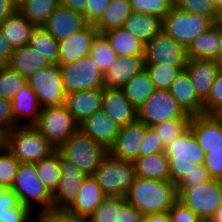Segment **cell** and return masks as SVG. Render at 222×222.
<instances>
[{
    "label": "cell",
    "instance_id": "obj_1",
    "mask_svg": "<svg viewBox=\"0 0 222 222\" xmlns=\"http://www.w3.org/2000/svg\"><path fill=\"white\" fill-rule=\"evenodd\" d=\"M125 199L143 214H150L168 211L178 198L172 182L136 177Z\"/></svg>",
    "mask_w": 222,
    "mask_h": 222
},
{
    "label": "cell",
    "instance_id": "obj_2",
    "mask_svg": "<svg viewBox=\"0 0 222 222\" xmlns=\"http://www.w3.org/2000/svg\"><path fill=\"white\" fill-rule=\"evenodd\" d=\"M2 143L20 163L35 164L56 150L34 125H17L8 130Z\"/></svg>",
    "mask_w": 222,
    "mask_h": 222
},
{
    "label": "cell",
    "instance_id": "obj_3",
    "mask_svg": "<svg viewBox=\"0 0 222 222\" xmlns=\"http://www.w3.org/2000/svg\"><path fill=\"white\" fill-rule=\"evenodd\" d=\"M165 155L169 159V181L175 186L189 174L195 164L203 165L205 157L189 127L166 145Z\"/></svg>",
    "mask_w": 222,
    "mask_h": 222
},
{
    "label": "cell",
    "instance_id": "obj_4",
    "mask_svg": "<svg viewBox=\"0 0 222 222\" xmlns=\"http://www.w3.org/2000/svg\"><path fill=\"white\" fill-rule=\"evenodd\" d=\"M11 189L18 196L21 205L32 213L36 204L40 205L37 219L42 220L52 211V194L39 180L35 164L20 163Z\"/></svg>",
    "mask_w": 222,
    "mask_h": 222
},
{
    "label": "cell",
    "instance_id": "obj_5",
    "mask_svg": "<svg viewBox=\"0 0 222 222\" xmlns=\"http://www.w3.org/2000/svg\"><path fill=\"white\" fill-rule=\"evenodd\" d=\"M92 177L107 197H125L136 179L134 162L107 153Z\"/></svg>",
    "mask_w": 222,
    "mask_h": 222
},
{
    "label": "cell",
    "instance_id": "obj_6",
    "mask_svg": "<svg viewBox=\"0 0 222 222\" xmlns=\"http://www.w3.org/2000/svg\"><path fill=\"white\" fill-rule=\"evenodd\" d=\"M57 150L75 163L87 176H92L108 150L78 129Z\"/></svg>",
    "mask_w": 222,
    "mask_h": 222
},
{
    "label": "cell",
    "instance_id": "obj_7",
    "mask_svg": "<svg viewBox=\"0 0 222 222\" xmlns=\"http://www.w3.org/2000/svg\"><path fill=\"white\" fill-rule=\"evenodd\" d=\"M177 198L199 218L212 219L222 205V181L210 179L189 188H176Z\"/></svg>",
    "mask_w": 222,
    "mask_h": 222
},
{
    "label": "cell",
    "instance_id": "obj_8",
    "mask_svg": "<svg viewBox=\"0 0 222 222\" xmlns=\"http://www.w3.org/2000/svg\"><path fill=\"white\" fill-rule=\"evenodd\" d=\"M213 26V21L203 15L184 12L174 6L162 19V30L185 48Z\"/></svg>",
    "mask_w": 222,
    "mask_h": 222
},
{
    "label": "cell",
    "instance_id": "obj_9",
    "mask_svg": "<svg viewBox=\"0 0 222 222\" xmlns=\"http://www.w3.org/2000/svg\"><path fill=\"white\" fill-rule=\"evenodd\" d=\"M34 126L56 149L79 129L64 104L42 108Z\"/></svg>",
    "mask_w": 222,
    "mask_h": 222
},
{
    "label": "cell",
    "instance_id": "obj_10",
    "mask_svg": "<svg viewBox=\"0 0 222 222\" xmlns=\"http://www.w3.org/2000/svg\"><path fill=\"white\" fill-rule=\"evenodd\" d=\"M190 118L191 116L183 111L169 90L156 89L137 109V119L148 127L165 120Z\"/></svg>",
    "mask_w": 222,
    "mask_h": 222
},
{
    "label": "cell",
    "instance_id": "obj_11",
    "mask_svg": "<svg viewBox=\"0 0 222 222\" xmlns=\"http://www.w3.org/2000/svg\"><path fill=\"white\" fill-rule=\"evenodd\" d=\"M59 67L66 93L102 88L103 72L90 55Z\"/></svg>",
    "mask_w": 222,
    "mask_h": 222
},
{
    "label": "cell",
    "instance_id": "obj_12",
    "mask_svg": "<svg viewBox=\"0 0 222 222\" xmlns=\"http://www.w3.org/2000/svg\"><path fill=\"white\" fill-rule=\"evenodd\" d=\"M27 82L37 95L41 108L64 104L66 92L58 64H50L34 72Z\"/></svg>",
    "mask_w": 222,
    "mask_h": 222
},
{
    "label": "cell",
    "instance_id": "obj_13",
    "mask_svg": "<svg viewBox=\"0 0 222 222\" xmlns=\"http://www.w3.org/2000/svg\"><path fill=\"white\" fill-rule=\"evenodd\" d=\"M60 183L52 195V211L67 210L78 195L80 186L86 179L78 166L59 152Z\"/></svg>",
    "mask_w": 222,
    "mask_h": 222
},
{
    "label": "cell",
    "instance_id": "obj_14",
    "mask_svg": "<svg viewBox=\"0 0 222 222\" xmlns=\"http://www.w3.org/2000/svg\"><path fill=\"white\" fill-rule=\"evenodd\" d=\"M186 48L162 29L145 44L144 64L186 65Z\"/></svg>",
    "mask_w": 222,
    "mask_h": 222
},
{
    "label": "cell",
    "instance_id": "obj_15",
    "mask_svg": "<svg viewBox=\"0 0 222 222\" xmlns=\"http://www.w3.org/2000/svg\"><path fill=\"white\" fill-rule=\"evenodd\" d=\"M147 125L138 119L121 127L114 144L108 149L113 157L134 162L139 158L140 146L145 136Z\"/></svg>",
    "mask_w": 222,
    "mask_h": 222
},
{
    "label": "cell",
    "instance_id": "obj_16",
    "mask_svg": "<svg viewBox=\"0 0 222 222\" xmlns=\"http://www.w3.org/2000/svg\"><path fill=\"white\" fill-rule=\"evenodd\" d=\"M98 31L93 24H88L85 28L58 41V65H66L75 62L90 54L92 42Z\"/></svg>",
    "mask_w": 222,
    "mask_h": 222
},
{
    "label": "cell",
    "instance_id": "obj_17",
    "mask_svg": "<svg viewBox=\"0 0 222 222\" xmlns=\"http://www.w3.org/2000/svg\"><path fill=\"white\" fill-rule=\"evenodd\" d=\"M144 69V56H118L103 73L102 89H122L135 75Z\"/></svg>",
    "mask_w": 222,
    "mask_h": 222
},
{
    "label": "cell",
    "instance_id": "obj_18",
    "mask_svg": "<svg viewBox=\"0 0 222 222\" xmlns=\"http://www.w3.org/2000/svg\"><path fill=\"white\" fill-rule=\"evenodd\" d=\"M79 129L108 150L114 144L121 126L100 109L80 123Z\"/></svg>",
    "mask_w": 222,
    "mask_h": 222
},
{
    "label": "cell",
    "instance_id": "obj_19",
    "mask_svg": "<svg viewBox=\"0 0 222 222\" xmlns=\"http://www.w3.org/2000/svg\"><path fill=\"white\" fill-rule=\"evenodd\" d=\"M221 66L215 60L188 59L184 68L190 77L197 97L204 103Z\"/></svg>",
    "mask_w": 222,
    "mask_h": 222
},
{
    "label": "cell",
    "instance_id": "obj_20",
    "mask_svg": "<svg viewBox=\"0 0 222 222\" xmlns=\"http://www.w3.org/2000/svg\"><path fill=\"white\" fill-rule=\"evenodd\" d=\"M188 127L205 154L222 149V124L212 115L191 116Z\"/></svg>",
    "mask_w": 222,
    "mask_h": 222
},
{
    "label": "cell",
    "instance_id": "obj_21",
    "mask_svg": "<svg viewBox=\"0 0 222 222\" xmlns=\"http://www.w3.org/2000/svg\"><path fill=\"white\" fill-rule=\"evenodd\" d=\"M88 25L82 14L59 5L43 26L57 40L61 41L79 32Z\"/></svg>",
    "mask_w": 222,
    "mask_h": 222
},
{
    "label": "cell",
    "instance_id": "obj_22",
    "mask_svg": "<svg viewBox=\"0 0 222 222\" xmlns=\"http://www.w3.org/2000/svg\"><path fill=\"white\" fill-rule=\"evenodd\" d=\"M101 109L121 127L137 120V108L125 97L122 89H102Z\"/></svg>",
    "mask_w": 222,
    "mask_h": 222
},
{
    "label": "cell",
    "instance_id": "obj_23",
    "mask_svg": "<svg viewBox=\"0 0 222 222\" xmlns=\"http://www.w3.org/2000/svg\"><path fill=\"white\" fill-rule=\"evenodd\" d=\"M102 88L66 93L64 105L80 124L101 109Z\"/></svg>",
    "mask_w": 222,
    "mask_h": 222
},
{
    "label": "cell",
    "instance_id": "obj_24",
    "mask_svg": "<svg viewBox=\"0 0 222 222\" xmlns=\"http://www.w3.org/2000/svg\"><path fill=\"white\" fill-rule=\"evenodd\" d=\"M168 90L186 114L190 116L204 114V103L197 97L185 69L179 72Z\"/></svg>",
    "mask_w": 222,
    "mask_h": 222
},
{
    "label": "cell",
    "instance_id": "obj_25",
    "mask_svg": "<svg viewBox=\"0 0 222 222\" xmlns=\"http://www.w3.org/2000/svg\"><path fill=\"white\" fill-rule=\"evenodd\" d=\"M107 196L92 176H87L80 186L75 201L67 209L69 213L90 217Z\"/></svg>",
    "mask_w": 222,
    "mask_h": 222
},
{
    "label": "cell",
    "instance_id": "obj_26",
    "mask_svg": "<svg viewBox=\"0 0 222 222\" xmlns=\"http://www.w3.org/2000/svg\"><path fill=\"white\" fill-rule=\"evenodd\" d=\"M41 109L37 95L28 83L12 99V114L15 124L18 126L22 125L20 121H24L26 118L28 120L23 125H35L38 122ZM22 118L24 119L22 120Z\"/></svg>",
    "mask_w": 222,
    "mask_h": 222
},
{
    "label": "cell",
    "instance_id": "obj_27",
    "mask_svg": "<svg viewBox=\"0 0 222 222\" xmlns=\"http://www.w3.org/2000/svg\"><path fill=\"white\" fill-rule=\"evenodd\" d=\"M49 65V61L44 56L27 45L15 49L7 66L23 77L28 78L34 72Z\"/></svg>",
    "mask_w": 222,
    "mask_h": 222
},
{
    "label": "cell",
    "instance_id": "obj_28",
    "mask_svg": "<svg viewBox=\"0 0 222 222\" xmlns=\"http://www.w3.org/2000/svg\"><path fill=\"white\" fill-rule=\"evenodd\" d=\"M103 35L108 39L111 48L118 56L145 55V43L124 27L108 30Z\"/></svg>",
    "mask_w": 222,
    "mask_h": 222
},
{
    "label": "cell",
    "instance_id": "obj_29",
    "mask_svg": "<svg viewBox=\"0 0 222 222\" xmlns=\"http://www.w3.org/2000/svg\"><path fill=\"white\" fill-rule=\"evenodd\" d=\"M35 28L18 10L9 16L0 30L14 49L27 46L32 30Z\"/></svg>",
    "mask_w": 222,
    "mask_h": 222
},
{
    "label": "cell",
    "instance_id": "obj_30",
    "mask_svg": "<svg viewBox=\"0 0 222 222\" xmlns=\"http://www.w3.org/2000/svg\"><path fill=\"white\" fill-rule=\"evenodd\" d=\"M33 215L11 188L0 186V222H31Z\"/></svg>",
    "mask_w": 222,
    "mask_h": 222
},
{
    "label": "cell",
    "instance_id": "obj_31",
    "mask_svg": "<svg viewBox=\"0 0 222 222\" xmlns=\"http://www.w3.org/2000/svg\"><path fill=\"white\" fill-rule=\"evenodd\" d=\"M136 177L169 181V159L159 152L134 161Z\"/></svg>",
    "mask_w": 222,
    "mask_h": 222
},
{
    "label": "cell",
    "instance_id": "obj_32",
    "mask_svg": "<svg viewBox=\"0 0 222 222\" xmlns=\"http://www.w3.org/2000/svg\"><path fill=\"white\" fill-rule=\"evenodd\" d=\"M219 47V27L213 25L199 34L186 48L188 59L214 60Z\"/></svg>",
    "mask_w": 222,
    "mask_h": 222
},
{
    "label": "cell",
    "instance_id": "obj_33",
    "mask_svg": "<svg viewBox=\"0 0 222 222\" xmlns=\"http://www.w3.org/2000/svg\"><path fill=\"white\" fill-rule=\"evenodd\" d=\"M123 27L146 44L162 29V20L153 15L132 11Z\"/></svg>",
    "mask_w": 222,
    "mask_h": 222
},
{
    "label": "cell",
    "instance_id": "obj_34",
    "mask_svg": "<svg viewBox=\"0 0 222 222\" xmlns=\"http://www.w3.org/2000/svg\"><path fill=\"white\" fill-rule=\"evenodd\" d=\"M132 13L129 0H111L102 18L94 25L99 34L124 26Z\"/></svg>",
    "mask_w": 222,
    "mask_h": 222
},
{
    "label": "cell",
    "instance_id": "obj_35",
    "mask_svg": "<svg viewBox=\"0 0 222 222\" xmlns=\"http://www.w3.org/2000/svg\"><path fill=\"white\" fill-rule=\"evenodd\" d=\"M125 97L135 108H139L156 90L149 74L143 69L122 86Z\"/></svg>",
    "mask_w": 222,
    "mask_h": 222
},
{
    "label": "cell",
    "instance_id": "obj_36",
    "mask_svg": "<svg viewBox=\"0 0 222 222\" xmlns=\"http://www.w3.org/2000/svg\"><path fill=\"white\" fill-rule=\"evenodd\" d=\"M58 6L59 0H26L17 10L35 27H41Z\"/></svg>",
    "mask_w": 222,
    "mask_h": 222
},
{
    "label": "cell",
    "instance_id": "obj_37",
    "mask_svg": "<svg viewBox=\"0 0 222 222\" xmlns=\"http://www.w3.org/2000/svg\"><path fill=\"white\" fill-rule=\"evenodd\" d=\"M28 45L44 56L50 64H58V41L45 27H35L32 30Z\"/></svg>",
    "mask_w": 222,
    "mask_h": 222
},
{
    "label": "cell",
    "instance_id": "obj_38",
    "mask_svg": "<svg viewBox=\"0 0 222 222\" xmlns=\"http://www.w3.org/2000/svg\"><path fill=\"white\" fill-rule=\"evenodd\" d=\"M37 175L42 184L53 195L60 183L59 151L56 149L46 158L35 163Z\"/></svg>",
    "mask_w": 222,
    "mask_h": 222
},
{
    "label": "cell",
    "instance_id": "obj_39",
    "mask_svg": "<svg viewBox=\"0 0 222 222\" xmlns=\"http://www.w3.org/2000/svg\"><path fill=\"white\" fill-rule=\"evenodd\" d=\"M128 204L125 197H106L90 215V221L122 222V212Z\"/></svg>",
    "mask_w": 222,
    "mask_h": 222
},
{
    "label": "cell",
    "instance_id": "obj_40",
    "mask_svg": "<svg viewBox=\"0 0 222 222\" xmlns=\"http://www.w3.org/2000/svg\"><path fill=\"white\" fill-rule=\"evenodd\" d=\"M185 67L186 65L144 64V69L157 90H168L175 77Z\"/></svg>",
    "mask_w": 222,
    "mask_h": 222
},
{
    "label": "cell",
    "instance_id": "obj_41",
    "mask_svg": "<svg viewBox=\"0 0 222 222\" xmlns=\"http://www.w3.org/2000/svg\"><path fill=\"white\" fill-rule=\"evenodd\" d=\"M89 55L103 73L107 72L118 57L117 53L111 48L108 39L99 33L92 42Z\"/></svg>",
    "mask_w": 222,
    "mask_h": 222
},
{
    "label": "cell",
    "instance_id": "obj_42",
    "mask_svg": "<svg viewBox=\"0 0 222 222\" xmlns=\"http://www.w3.org/2000/svg\"><path fill=\"white\" fill-rule=\"evenodd\" d=\"M27 78L10 69L8 66L0 68V97L12 100L27 84Z\"/></svg>",
    "mask_w": 222,
    "mask_h": 222
},
{
    "label": "cell",
    "instance_id": "obj_43",
    "mask_svg": "<svg viewBox=\"0 0 222 222\" xmlns=\"http://www.w3.org/2000/svg\"><path fill=\"white\" fill-rule=\"evenodd\" d=\"M0 186L11 188L20 162L12 155L3 143L0 145Z\"/></svg>",
    "mask_w": 222,
    "mask_h": 222
},
{
    "label": "cell",
    "instance_id": "obj_44",
    "mask_svg": "<svg viewBox=\"0 0 222 222\" xmlns=\"http://www.w3.org/2000/svg\"><path fill=\"white\" fill-rule=\"evenodd\" d=\"M131 10L163 19L175 6L171 0H129Z\"/></svg>",
    "mask_w": 222,
    "mask_h": 222
},
{
    "label": "cell",
    "instance_id": "obj_45",
    "mask_svg": "<svg viewBox=\"0 0 222 222\" xmlns=\"http://www.w3.org/2000/svg\"><path fill=\"white\" fill-rule=\"evenodd\" d=\"M190 119H170L151 126L159 134L164 145H168L189 126Z\"/></svg>",
    "mask_w": 222,
    "mask_h": 222
},
{
    "label": "cell",
    "instance_id": "obj_46",
    "mask_svg": "<svg viewBox=\"0 0 222 222\" xmlns=\"http://www.w3.org/2000/svg\"><path fill=\"white\" fill-rule=\"evenodd\" d=\"M175 6L184 12L203 15L212 21L216 15V7L211 0H178Z\"/></svg>",
    "mask_w": 222,
    "mask_h": 222
},
{
    "label": "cell",
    "instance_id": "obj_47",
    "mask_svg": "<svg viewBox=\"0 0 222 222\" xmlns=\"http://www.w3.org/2000/svg\"><path fill=\"white\" fill-rule=\"evenodd\" d=\"M165 148L166 146L159 134L152 127H148L145 130V136L140 146L139 157L165 152Z\"/></svg>",
    "mask_w": 222,
    "mask_h": 222
},
{
    "label": "cell",
    "instance_id": "obj_48",
    "mask_svg": "<svg viewBox=\"0 0 222 222\" xmlns=\"http://www.w3.org/2000/svg\"><path fill=\"white\" fill-rule=\"evenodd\" d=\"M221 106H222V67L220 68L216 78L214 79L208 99L204 102V114L212 115Z\"/></svg>",
    "mask_w": 222,
    "mask_h": 222
},
{
    "label": "cell",
    "instance_id": "obj_49",
    "mask_svg": "<svg viewBox=\"0 0 222 222\" xmlns=\"http://www.w3.org/2000/svg\"><path fill=\"white\" fill-rule=\"evenodd\" d=\"M203 165L212 179L222 181V149L208 150Z\"/></svg>",
    "mask_w": 222,
    "mask_h": 222
},
{
    "label": "cell",
    "instance_id": "obj_50",
    "mask_svg": "<svg viewBox=\"0 0 222 222\" xmlns=\"http://www.w3.org/2000/svg\"><path fill=\"white\" fill-rule=\"evenodd\" d=\"M111 0H86L82 14L88 24L95 25L104 15Z\"/></svg>",
    "mask_w": 222,
    "mask_h": 222
},
{
    "label": "cell",
    "instance_id": "obj_51",
    "mask_svg": "<svg viewBox=\"0 0 222 222\" xmlns=\"http://www.w3.org/2000/svg\"><path fill=\"white\" fill-rule=\"evenodd\" d=\"M210 179L211 177L209 176L204 165L195 164L189 174L176 185V188H189Z\"/></svg>",
    "mask_w": 222,
    "mask_h": 222
},
{
    "label": "cell",
    "instance_id": "obj_52",
    "mask_svg": "<svg viewBox=\"0 0 222 222\" xmlns=\"http://www.w3.org/2000/svg\"><path fill=\"white\" fill-rule=\"evenodd\" d=\"M171 222H197L200 218L178 199L168 210Z\"/></svg>",
    "mask_w": 222,
    "mask_h": 222
},
{
    "label": "cell",
    "instance_id": "obj_53",
    "mask_svg": "<svg viewBox=\"0 0 222 222\" xmlns=\"http://www.w3.org/2000/svg\"><path fill=\"white\" fill-rule=\"evenodd\" d=\"M16 126L12 114V100L0 97V134L3 136Z\"/></svg>",
    "mask_w": 222,
    "mask_h": 222
},
{
    "label": "cell",
    "instance_id": "obj_54",
    "mask_svg": "<svg viewBox=\"0 0 222 222\" xmlns=\"http://www.w3.org/2000/svg\"><path fill=\"white\" fill-rule=\"evenodd\" d=\"M41 222H91L87 216L75 215L67 210L51 211Z\"/></svg>",
    "mask_w": 222,
    "mask_h": 222
},
{
    "label": "cell",
    "instance_id": "obj_55",
    "mask_svg": "<svg viewBox=\"0 0 222 222\" xmlns=\"http://www.w3.org/2000/svg\"><path fill=\"white\" fill-rule=\"evenodd\" d=\"M14 51L15 49L8 42L0 30V68L6 67L8 65L9 59Z\"/></svg>",
    "mask_w": 222,
    "mask_h": 222
},
{
    "label": "cell",
    "instance_id": "obj_56",
    "mask_svg": "<svg viewBox=\"0 0 222 222\" xmlns=\"http://www.w3.org/2000/svg\"><path fill=\"white\" fill-rule=\"evenodd\" d=\"M146 214H143L132 205L128 204L122 212V222H145Z\"/></svg>",
    "mask_w": 222,
    "mask_h": 222
},
{
    "label": "cell",
    "instance_id": "obj_57",
    "mask_svg": "<svg viewBox=\"0 0 222 222\" xmlns=\"http://www.w3.org/2000/svg\"><path fill=\"white\" fill-rule=\"evenodd\" d=\"M17 11L10 0H0V25Z\"/></svg>",
    "mask_w": 222,
    "mask_h": 222
},
{
    "label": "cell",
    "instance_id": "obj_58",
    "mask_svg": "<svg viewBox=\"0 0 222 222\" xmlns=\"http://www.w3.org/2000/svg\"><path fill=\"white\" fill-rule=\"evenodd\" d=\"M59 5L71 9L73 12L83 14L86 0H59Z\"/></svg>",
    "mask_w": 222,
    "mask_h": 222
},
{
    "label": "cell",
    "instance_id": "obj_59",
    "mask_svg": "<svg viewBox=\"0 0 222 222\" xmlns=\"http://www.w3.org/2000/svg\"><path fill=\"white\" fill-rule=\"evenodd\" d=\"M145 222H171L168 211L146 214Z\"/></svg>",
    "mask_w": 222,
    "mask_h": 222
},
{
    "label": "cell",
    "instance_id": "obj_60",
    "mask_svg": "<svg viewBox=\"0 0 222 222\" xmlns=\"http://www.w3.org/2000/svg\"><path fill=\"white\" fill-rule=\"evenodd\" d=\"M214 60L222 67V28H219V47Z\"/></svg>",
    "mask_w": 222,
    "mask_h": 222
},
{
    "label": "cell",
    "instance_id": "obj_61",
    "mask_svg": "<svg viewBox=\"0 0 222 222\" xmlns=\"http://www.w3.org/2000/svg\"><path fill=\"white\" fill-rule=\"evenodd\" d=\"M213 25L222 28V5L216 8V15L213 20Z\"/></svg>",
    "mask_w": 222,
    "mask_h": 222
},
{
    "label": "cell",
    "instance_id": "obj_62",
    "mask_svg": "<svg viewBox=\"0 0 222 222\" xmlns=\"http://www.w3.org/2000/svg\"><path fill=\"white\" fill-rule=\"evenodd\" d=\"M212 220L213 222H222V205L217 209Z\"/></svg>",
    "mask_w": 222,
    "mask_h": 222
},
{
    "label": "cell",
    "instance_id": "obj_63",
    "mask_svg": "<svg viewBox=\"0 0 222 222\" xmlns=\"http://www.w3.org/2000/svg\"><path fill=\"white\" fill-rule=\"evenodd\" d=\"M212 116L222 124V106L219 107L213 114Z\"/></svg>",
    "mask_w": 222,
    "mask_h": 222
},
{
    "label": "cell",
    "instance_id": "obj_64",
    "mask_svg": "<svg viewBox=\"0 0 222 222\" xmlns=\"http://www.w3.org/2000/svg\"><path fill=\"white\" fill-rule=\"evenodd\" d=\"M12 4L19 9V7L26 1V0H10Z\"/></svg>",
    "mask_w": 222,
    "mask_h": 222
},
{
    "label": "cell",
    "instance_id": "obj_65",
    "mask_svg": "<svg viewBox=\"0 0 222 222\" xmlns=\"http://www.w3.org/2000/svg\"><path fill=\"white\" fill-rule=\"evenodd\" d=\"M211 1L216 8L222 5V0H211Z\"/></svg>",
    "mask_w": 222,
    "mask_h": 222
},
{
    "label": "cell",
    "instance_id": "obj_66",
    "mask_svg": "<svg viewBox=\"0 0 222 222\" xmlns=\"http://www.w3.org/2000/svg\"><path fill=\"white\" fill-rule=\"evenodd\" d=\"M197 222H213L212 219L200 218Z\"/></svg>",
    "mask_w": 222,
    "mask_h": 222
},
{
    "label": "cell",
    "instance_id": "obj_67",
    "mask_svg": "<svg viewBox=\"0 0 222 222\" xmlns=\"http://www.w3.org/2000/svg\"><path fill=\"white\" fill-rule=\"evenodd\" d=\"M171 1L174 5L178 2V0H171Z\"/></svg>",
    "mask_w": 222,
    "mask_h": 222
},
{
    "label": "cell",
    "instance_id": "obj_68",
    "mask_svg": "<svg viewBox=\"0 0 222 222\" xmlns=\"http://www.w3.org/2000/svg\"><path fill=\"white\" fill-rule=\"evenodd\" d=\"M1 143H2V135L0 134V145H1Z\"/></svg>",
    "mask_w": 222,
    "mask_h": 222
}]
</instances>
